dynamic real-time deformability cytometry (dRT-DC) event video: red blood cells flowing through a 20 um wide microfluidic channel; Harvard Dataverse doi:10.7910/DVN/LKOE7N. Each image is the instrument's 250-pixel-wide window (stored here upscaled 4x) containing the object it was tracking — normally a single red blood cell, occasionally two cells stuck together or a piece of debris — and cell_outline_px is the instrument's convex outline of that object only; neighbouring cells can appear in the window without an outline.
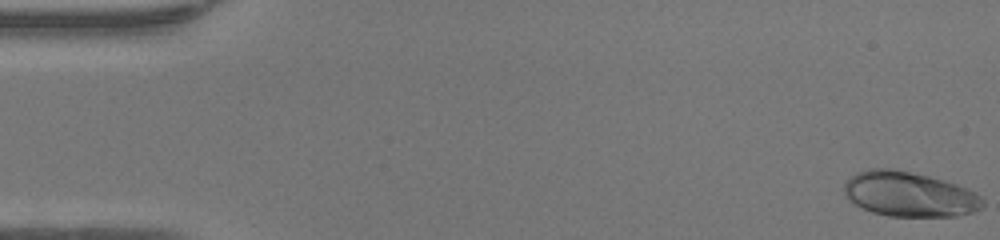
{"species": "human", "species_latin": "Homo sapiens", "temperature_condition": "warm", "stored_images_in_passage": 49, "camera_frame_rate_fps": 3000, "um_per_image_px": 0.085, "donor": {"sex": "female"}, "frame": {"image": 1, "passage_image": 1, "time_ms": 0.0, "image_size_px": [1000, 240], "cell_outline_px": [[984, 204], [980, 208], [972, 212], [956, 216], [888, 216], [872, 212], [848, 200], [844, 196], [844, 180], [856, 172], [868, 168], [896, 168], [944, 180], [956, 184], [976, 192], [984, 200]], "centroid_in_image_um": [77.25, 16.49], "position_along_channel_um": 7.8, "area_um2": 36.53}}
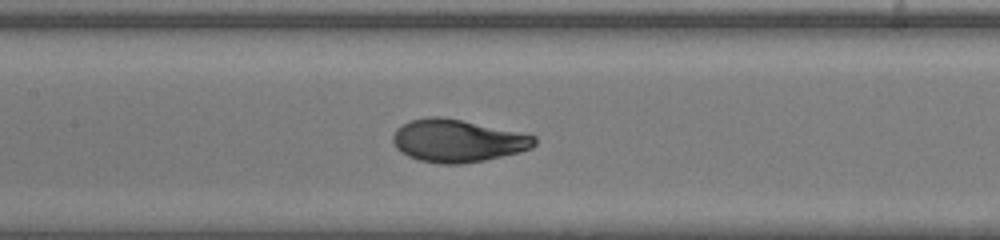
{"frame": {"image": 2, "passage_image": 23, "time_ms": 7.333, "image_size_px": [1000, 240], "cell_outline_px": [[536, 144], [532, 148], [520, 152], [484, 160], [460, 164], [440, 164], [420, 160], [408, 156], [400, 152], [396, 148], [392, 140], [392, 136], [396, 128], [412, 120], [428, 116], [440, 116], [460, 120], [536, 136]], "centroid_in_image_um": [38.86, 11.97], "position_along_channel_um": 168.5, "area_um2": 34.91}}
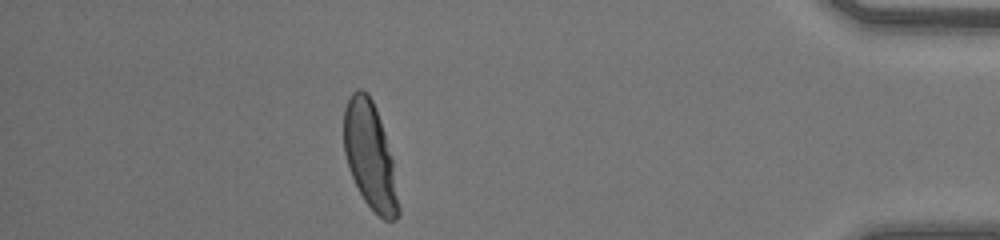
{"frame": {"image": 3, "passage_image": 43, "time_ms": 14.0, "image_size_px": [1000, 240], "cell_outline_px": [[400, 212], [396, 220], [384, 220], [364, 200], [348, 168], [344, 152], [344, 108], [352, 92], [356, 88], [360, 88], [368, 92], [376, 108], [384, 132], [392, 160], [400, 208]], "centroid_in_image_um": [31.44, 13.22], "position_along_channel_um": 403.8, "area_um2": 33.64}, "authors_computed_cell_mechanics": {"area_um2": 34.5066, "velocity_mm_per_s": 4.2723, "shape_relaxation_time_tau1_ms": 3.2515, "shape_relaxation_time_tau2_ms": null, "deformation_change_tau1": 0.1964, "deformation_change_tau2": null}}